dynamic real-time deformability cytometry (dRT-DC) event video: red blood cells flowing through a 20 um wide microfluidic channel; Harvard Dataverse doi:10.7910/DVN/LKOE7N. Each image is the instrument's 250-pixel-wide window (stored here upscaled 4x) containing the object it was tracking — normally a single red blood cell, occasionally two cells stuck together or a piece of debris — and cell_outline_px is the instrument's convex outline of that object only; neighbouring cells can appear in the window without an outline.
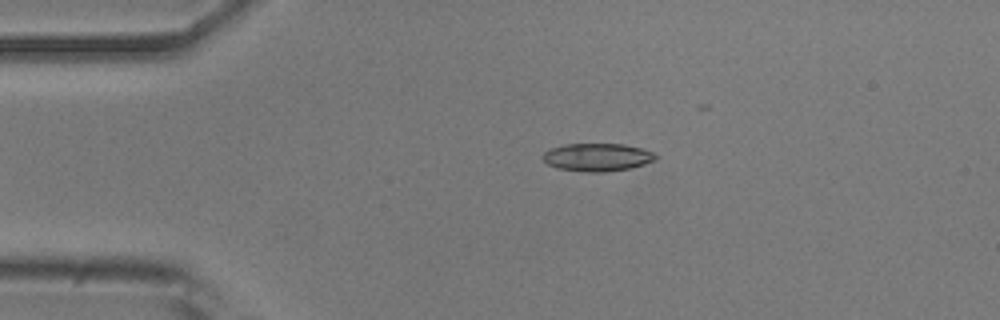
{"species": "common noctule bat (a hibernating species)", "species_latin": "Nyctalus noctula", "temperature_condition": "room temperature", "stored_images_in_passage": 2, "camera_frame_rate_fps": 3000, "um_per_image_px": 0.085, "animal": {"sex": "male", "body_mass_g": 20.5, "forearm_length_mm": 52.5}, "frame": {"image": 1, "passage_image": 1, "time_ms": 0.0, "image_size_px": [1000, 320], "cell_outline_px": [[660, 156], [656, 160], [632, 168], [604, 172], [588, 172], [556, 168], [548, 164], [540, 156], [544, 152], [552, 148], [564, 144], [624, 144], [644, 148], [656, 152]], "centroid_in_image_um": [50.83, 13.36], "position_along_channel_um": 34.2, "area_um2": 18.67}}
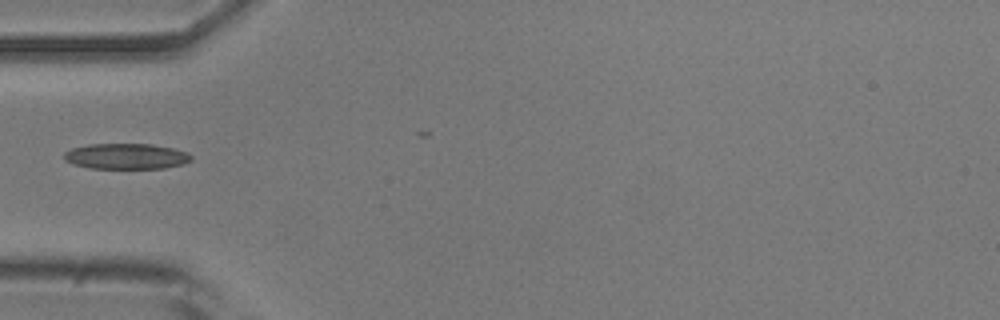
{"frame": {"image": 2, "passage_image": 2, "time_ms": 0.333, "image_size_px": [1000, 320], "cell_outline_px": [[192, 160], [184, 164], [164, 168], [88, 168], [72, 164], [64, 160], [64, 152], [72, 148], [88, 144], [152, 144], [172, 148], [188, 152], [192, 156]], "centroid_in_image_um": [10.72, 13.28], "position_along_channel_um": 74.3, "area_um2": 19.13}}